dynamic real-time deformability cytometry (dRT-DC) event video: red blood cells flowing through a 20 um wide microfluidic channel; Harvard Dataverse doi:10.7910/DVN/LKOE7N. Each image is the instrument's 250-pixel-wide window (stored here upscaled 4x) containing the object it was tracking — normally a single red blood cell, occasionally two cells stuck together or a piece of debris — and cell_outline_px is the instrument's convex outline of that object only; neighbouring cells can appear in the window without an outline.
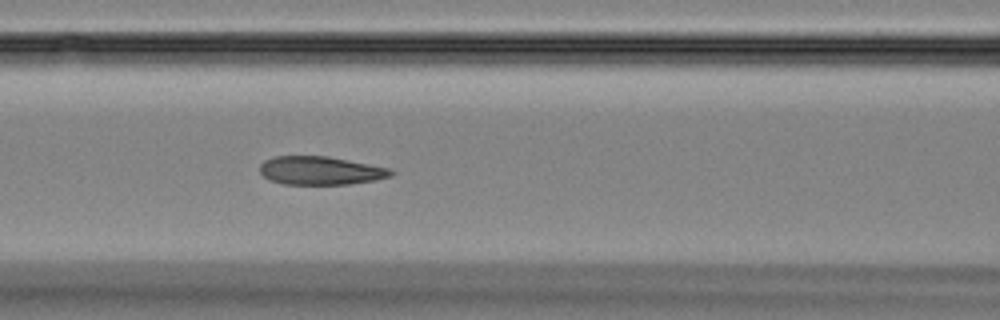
{"species": "Egyptian fruit bat (a non-hibernating species)", "species_latin": "Rousettus aegyptiacus", "temperature_condition": "room temperature", "stored_images_in_passage": 45, "camera_frame_rate_fps": 3000, "um_per_image_px": 0.085, "animal": {"sex": "female"}, "frame": {"image": 1, "passage_image": 14, "time_ms": 4.333, "image_size_px": [1000, 320], "cell_outline_px": [[396, 172], [392, 176], [376, 180], [348, 184], [284, 184], [272, 180], [264, 176], [260, 172], [260, 164], [264, 160], [276, 156], [328, 156], [388, 168]], "centroid_in_image_um": [27.25, 14.5], "position_along_channel_um": 139.3, "area_um2": 21.56}}
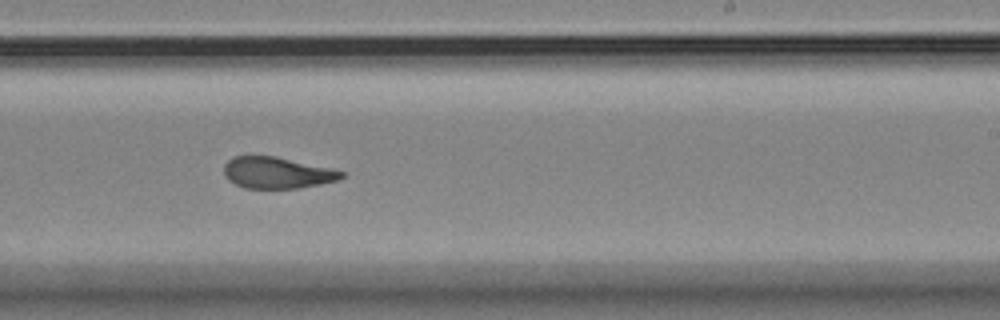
{"frame": {"image": 2, "passage_image": 24, "time_ms": 7.667, "image_size_px": [1000, 320], "cell_outline_px": [[344, 176], [340, 180], [320, 184], [296, 188], [244, 188], [228, 180], [224, 176], [224, 164], [232, 156], [276, 156], [332, 168], [344, 172]], "centroid_in_image_um": [23.55, 14.68], "position_along_channel_um": 265.5, "area_um2": 21.62}}
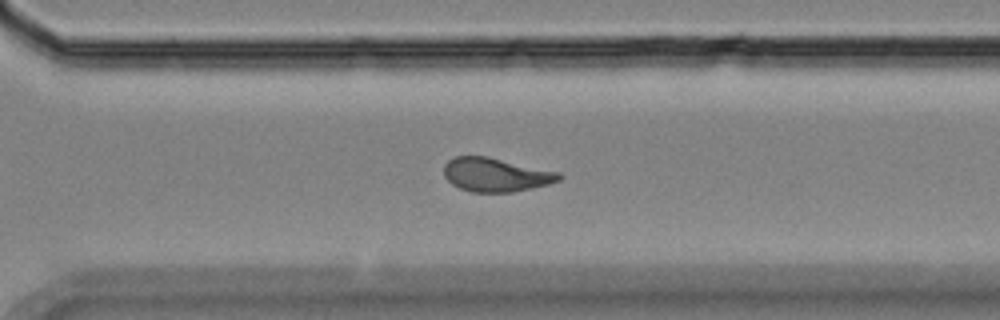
{"frame": {"image": 3, "passage_image": 29, "time_ms": 9.333, "image_size_px": [1000, 320], "cell_outline_px": [[564, 176], [560, 180], [548, 184], [532, 188], [512, 192], [472, 192], [460, 188], [452, 184], [444, 176], [444, 164], [448, 160], [456, 156], [488, 156], [560, 172]], "centroid_in_image_um": [42.16, 14.85], "position_along_channel_um": 328.4, "area_um2": 22.77}}